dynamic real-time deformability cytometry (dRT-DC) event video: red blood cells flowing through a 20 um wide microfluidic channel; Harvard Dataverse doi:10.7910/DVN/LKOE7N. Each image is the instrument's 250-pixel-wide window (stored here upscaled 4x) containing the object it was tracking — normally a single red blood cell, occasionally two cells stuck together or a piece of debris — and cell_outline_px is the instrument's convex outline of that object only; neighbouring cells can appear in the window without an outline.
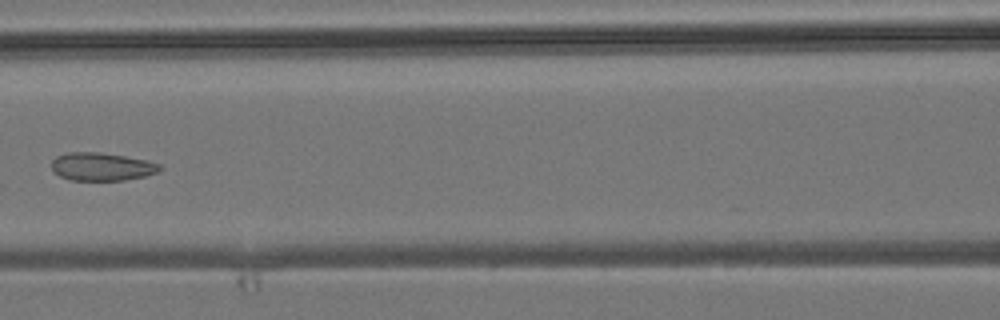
{"species": "common noctule bat (a hibernating species)", "species_latin": "Nyctalus noctula", "temperature_condition": "room temperature", "stored_images_in_passage": 6, "camera_frame_rate_fps": 3000, "um_per_image_px": 0.085, "animal": {"sex": "male", "body_mass_g": 19.2, "forearm_length_mm": 51.8}, "frame": {"image": 1, "passage_image": 6, "time_ms": 5.667, "image_size_px": [1000, 320], "cell_outline_px": [[164, 168], [160, 172], [144, 176], [124, 180], [72, 180], [60, 176], [52, 168], [52, 160], [56, 156], [68, 152], [100, 152], [148, 160], [160, 164]], "centroid_in_image_um": [8.7, 14.16], "position_along_channel_um": 157.9, "area_um2": 17.74}}